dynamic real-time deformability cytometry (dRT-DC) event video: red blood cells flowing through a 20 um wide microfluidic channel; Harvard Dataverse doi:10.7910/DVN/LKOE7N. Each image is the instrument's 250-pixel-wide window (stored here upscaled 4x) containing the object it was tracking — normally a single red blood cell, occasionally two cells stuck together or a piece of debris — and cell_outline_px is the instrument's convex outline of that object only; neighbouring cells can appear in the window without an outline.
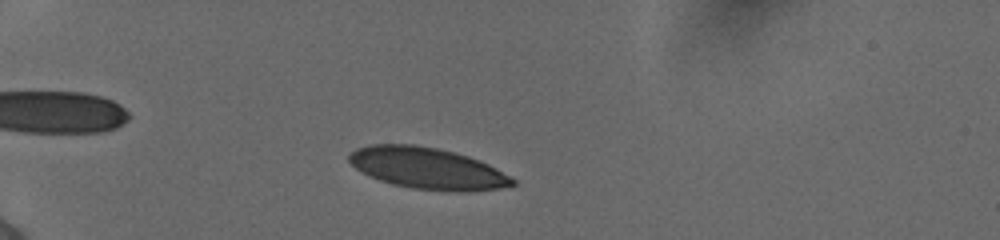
{"species": "human", "species_latin": "Homo sapiens", "temperature_condition": "cold", "stored_images_in_passage": 45, "camera_frame_rate_fps": 3000, "um_per_image_px": 0.085, "donor": {"sex": "female"}, "frame": {"image": 1, "passage_image": 7, "time_ms": 2.0, "image_size_px": [1000, 240], "cell_outline_px": [[516, 184], [500, 188], [468, 192], [460, 192], [412, 188], [392, 184], [380, 180], [356, 168], [348, 160], [348, 156], [356, 148], [368, 144], [412, 144], [436, 148], [468, 156], [480, 160], [496, 168], [516, 180]], "centroid_in_image_um": [36.35, 14.3], "position_along_channel_um": 48.7, "area_um2": 39.25}}
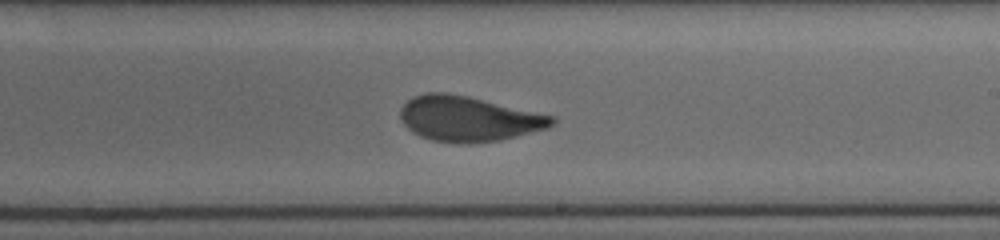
{"frame": {"image": 2, "passage_image": 26, "time_ms": 8.333, "image_size_px": [1000, 240], "cell_outline_px": [[556, 124], [548, 128], [500, 140], [468, 144], [460, 144], [432, 140], [420, 136], [412, 132], [404, 124], [400, 116], [400, 108], [412, 96], [428, 92], [444, 92], [468, 96], [556, 116]], "centroid_in_image_um": [39.84, 10.09], "position_along_channel_um": 249.2, "area_um2": 40.17}}
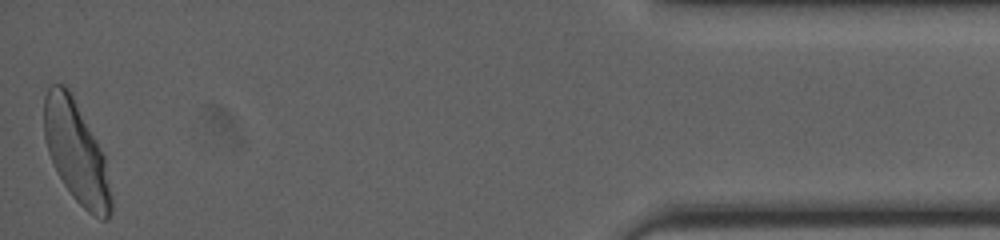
{"frame": {"image": 3, "passage_image": 45, "time_ms": 14.667, "image_size_px": [1000, 240], "cell_outline_px": [[112, 212], [108, 220], [100, 220], [88, 212], [72, 196], [64, 184], [52, 164], [48, 152], [44, 136], [44, 96], [48, 88], [52, 84], [64, 84], [72, 92], [104, 156], [112, 196]], "centroid_in_image_um": [6.48, 12.94], "position_along_channel_um": 428.7, "area_um2": 39.71}, "authors_computed_cell_mechanics": {"area_um2": 39.5352, "velocity_mm_per_s": 3.8705, "shape_relaxation_time_tau1_ms": 4.4438, "shape_relaxation_time_tau2_ms": null, "deformation_change_tau1": 0.1733, "deformation_change_tau2": null}}